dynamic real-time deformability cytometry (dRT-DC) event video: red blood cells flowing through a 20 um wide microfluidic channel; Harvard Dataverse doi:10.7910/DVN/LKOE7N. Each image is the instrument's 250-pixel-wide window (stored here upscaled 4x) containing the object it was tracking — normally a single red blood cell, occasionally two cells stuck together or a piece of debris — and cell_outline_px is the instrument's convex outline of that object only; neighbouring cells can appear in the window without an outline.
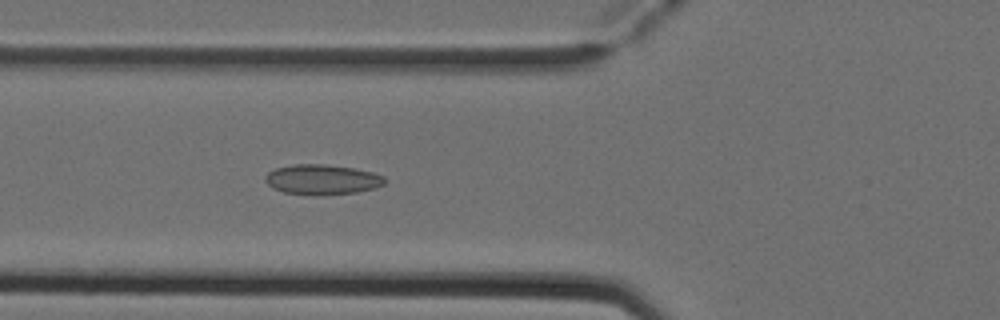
{"species": "Egyptian fruit bat (a non-hibernating species)", "species_latin": "Rousettus aegyptiacus", "temperature_condition": "cold", "stored_images_in_passage": 51, "camera_frame_rate_fps": 3000, "um_per_image_px": 0.085, "animal": {"sex": "female"}, "frame": {"image": 1, "passage_image": 19, "time_ms": 6.0, "image_size_px": [1000, 320], "cell_outline_px": [[384, 184], [376, 188], [356, 192], [324, 196], [284, 192], [272, 188], [264, 180], [264, 176], [268, 172], [276, 168], [296, 164], [324, 164], [356, 168], [372, 172], [384, 176]], "centroid_in_image_um": [27.38, 15.26], "position_along_channel_um": 98.4, "area_um2": 21.1}}
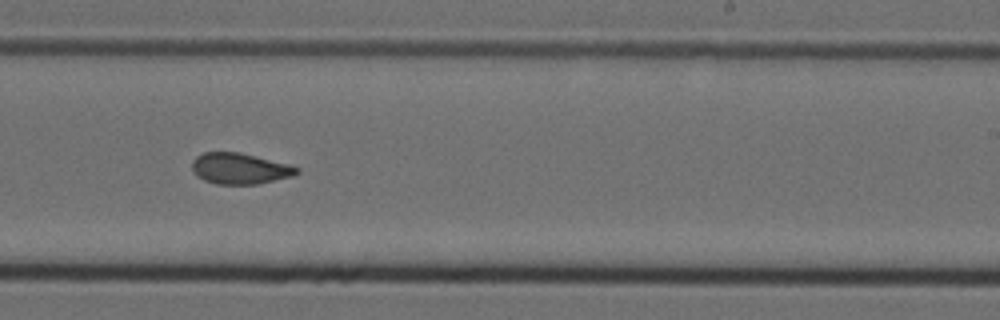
{"frame": {"image": 2, "passage_image": 32, "time_ms": 10.333, "image_size_px": [1000, 320], "cell_outline_px": [[300, 172], [292, 176], [256, 184], [216, 184], [204, 180], [196, 176], [192, 172], [192, 160], [196, 156], [204, 152], [240, 152], [288, 164], [300, 168]], "centroid_in_image_um": [20.35, 14.32], "position_along_channel_um": 268.6, "area_um2": 18.96}}
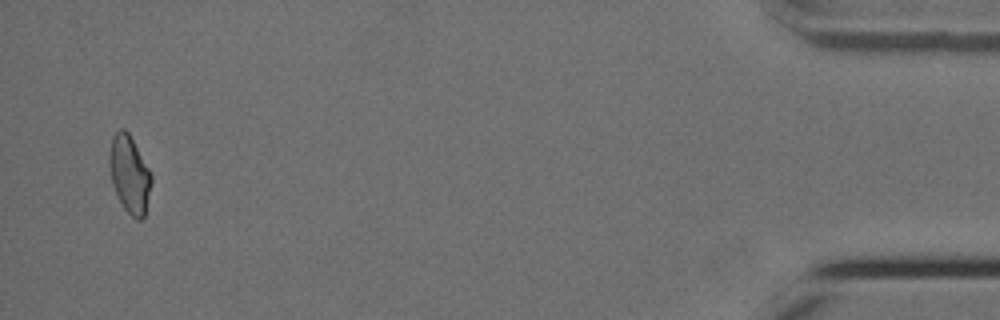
{"frame": {"image": 3, "passage_image": 50, "time_ms": 16.333, "image_size_px": [1000, 320], "cell_outline_px": [[152, 180], [144, 216], [140, 220], [136, 220], [124, 208], [112, 184], [108, 156], [112, 136], [120, 128], [124, 128], [128, 132], [148, 168], [152, 176]], "centroid_in_image_um": [10.99, 14.8], "position_along_channel_um": 424.2, "area_um2": 18.61}, "authors_computed_cell_mechanics": {"area_um2": 19.5942, "velocity_mm_per_s": 3.9327, "shape_relaxation_time_tau1_ms": null, "shape_relaxation_time_tau2_ms": 1.4037, "deformation_change_tau1": null, "deformation_change_tau2": 0.0674}}